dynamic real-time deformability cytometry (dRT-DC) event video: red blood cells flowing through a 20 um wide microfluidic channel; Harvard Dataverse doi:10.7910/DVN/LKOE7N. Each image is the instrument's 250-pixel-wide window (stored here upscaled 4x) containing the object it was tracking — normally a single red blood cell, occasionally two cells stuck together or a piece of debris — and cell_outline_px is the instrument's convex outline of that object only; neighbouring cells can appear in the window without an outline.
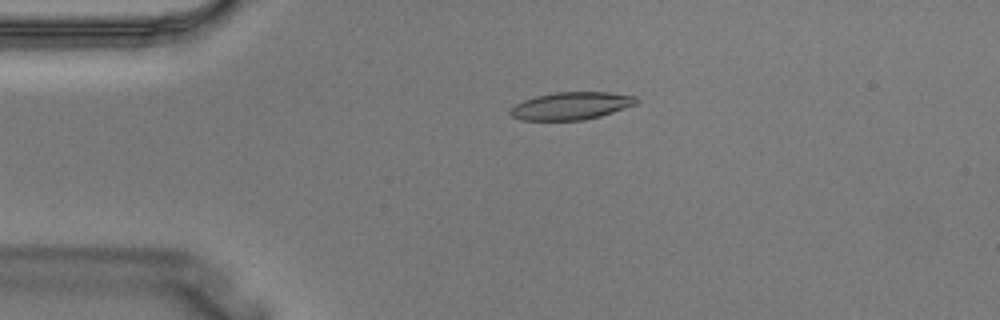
{"species": "Egyptian fruit bat (a non-hibernating species)", "species_latin": "Rousettus aegyptiacus", "temperature_condition": "warm", "stored_images_in_passage": 3, "camera_frame_rate_fps": 3000, "um_per_image_px": 0.085, "animal": {"sex": "male"}, "frame": {"image": 1, "passage_image": 2, "time_ms": 0.333, "image_size_px": [1000, 320], "cell_outline_px": [[640, 100], [636, 104], [600, 116], [584, 120], [520, 120], [512, 116], [508, 112], [516, 104], [524, 100], [536, 96], [556, 92], [608, 92], [636, 96]], "centroid_in_image_um": [48.56, 8.99], "position_along_channel_um": 36.4, "area_um2": 20.17}}
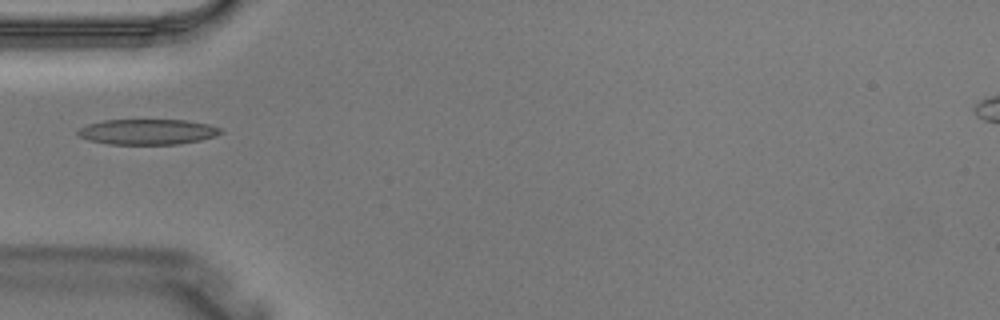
{"frame": {"image": 2, "passage_image": 3, "time_ms": 0.667, "image_size_px": [1000, 320], "cell_outline_px": [[224, 132], [216, 136], [200, 140], [176, 144], [108, 144], [88, 140], [76, 136], [76, 132], [80, 128], [88, 124], [104, 120], [184, 120], [208, 124], [220, 128]], "centroid_in_image_um": [12.51, 11.21], "position_along_channel_um": 72.5, "area_um2": 21.21}}